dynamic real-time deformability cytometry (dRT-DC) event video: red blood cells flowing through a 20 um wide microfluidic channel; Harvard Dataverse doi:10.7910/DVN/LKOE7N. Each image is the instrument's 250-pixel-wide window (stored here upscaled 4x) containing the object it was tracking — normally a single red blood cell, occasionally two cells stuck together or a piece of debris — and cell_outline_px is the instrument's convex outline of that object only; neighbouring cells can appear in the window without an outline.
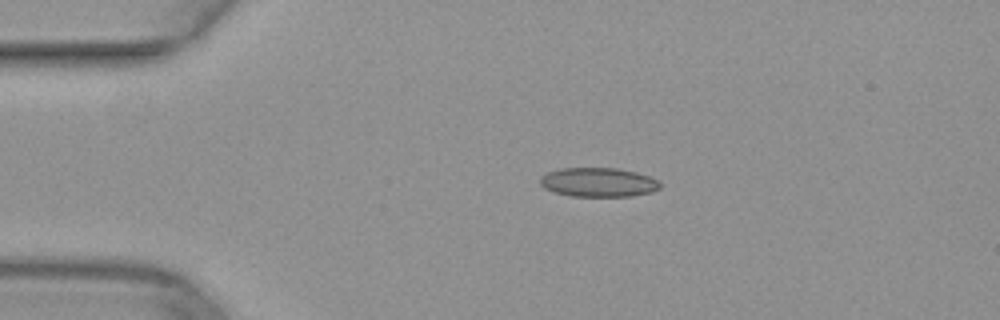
{"species": "common noctule bat (a hibernating species)", "species_latin": "Nyctalus noctula", "temperature_condition": "warm", "stored_images_in_passage": 39, "camera_frame_rate_fps": 3000, "um_per_image_px": 0.085, "animal": {"sex": "female", "body_mass_g": 29.2, "forearm_length_mm": 56.3}, "frame": {"image": 1, "passage_image": 1, "time_ms": 0.0, "image_size_px": [1000, 320], "cell_outline_px": [[660, 188], [652, 192], [632, 196], [572, 196], [556, 192], [544, 188], [540, 184], [540, 176], [548, 172], [560, 168], [616, 168], [636, 172], [648, 176], [656, 180], [660, 184]], "centroid_in_image_um": [50.84, 15.49], "position_along_channel_um": 34.2, "area_um2": 20.29}}
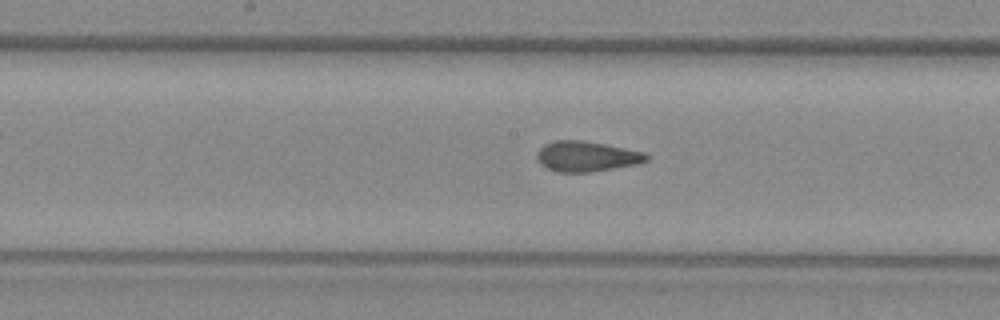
{"frame": {"image": 2, "passage_image": 16, "time_ms": 5.0, "image_size_px": [1000, 320], "cell_outline_px": [[648, 160], [636, 164], [592, 172], [556, 172], [540, 164], [536, 156], [536, 152], [544, 144], [556, 140], [584, 140], [644, 152], [648, 156]], "centroid_in_image_um": [49.82, 13.29], "position_along_channel_um": 198.4, "area_um2": 19.31}}
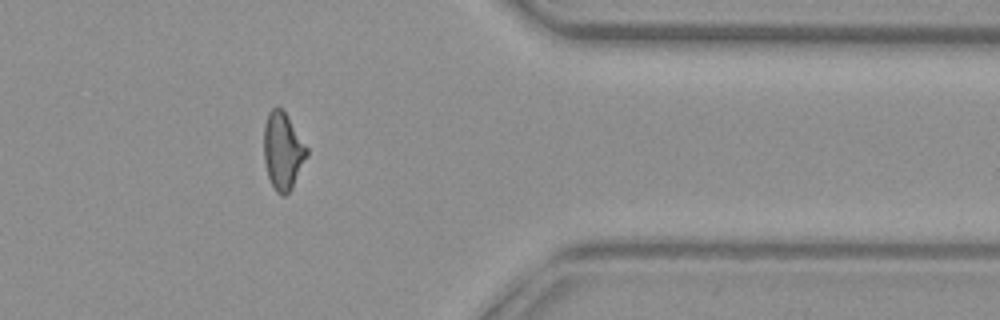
{"frame": {"image": 3, "passage_image": 31, "time_ms": 10.0, "image_size_px": [1000, 320], "cell_outline_px": [[308, 156], [292, 188], [284, 196], [280, 196], [276, 192], [268, 176], [264, 160], [264, 124], [268, 112], [272, 108], [280, 108], [288, 116], [308, 148]], "centroid_in_image_um": [24.05, 12.84], "position_along_channel_um": 387.4, "area_um2": 19.36}}